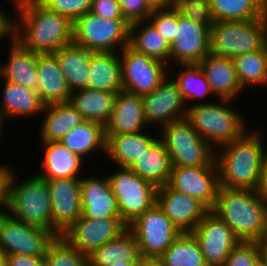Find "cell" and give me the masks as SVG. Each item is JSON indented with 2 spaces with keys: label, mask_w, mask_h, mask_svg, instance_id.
I'll return each instance as SVG.
<instances>
[{
  "label": "cell",
  "mask_w": 267,
  "mask_h": 266,
  "mask_svg": "<svg viewBox=\"0 0 267 266\" xmlns=\"http://www.w3.org/2000/svg\"><path fill=\"white\" fill-rule=\"evenodd\" d=\"M106 156L116 166L130 168L138 158L159 138L144 131L105 135Z\"/></svg>",
  "instance_id": "484cf974"
},
{
  "label": "cell",
  "mask_w": 267,
  "mask_h": 266,
  "mask_svg": "<svg viewBox=\"0 0 267 266\" xmlns=\"http://www.w3.org/2000/svg\"><path fill=\"white\" fill-rule=\"evenodd\" d=\"M44 260L45 266H90L88 255L79 252L61 236L49 245Z\"/></svg>",
  "instance_id": "ab89813d"
},
{
  "label": "cell",
  "mask_w": 267,
  "mask_h": 266,
  "mask_svg": "<svg viewBox=\"0 0 267 266\" xmlns=\"http://www.w3.org/2000/svg\"><path fill=\"white\" fill-rule=\"evenodd\" d=\"M158 259L163 266H207L191 232H182Z\"/></svg>",
  "instance_id": "74e56055"
},
{
  "label": "cell",
  "mask_w": 267,
  "mask_h": 266,
  "mask_svg": "<svg viewBox=\"0 0 267 266\" xmlns=\"http://www.w3.org/2000/svg\"><path fill=\"white\" fill-rule=\"evenodd\" d=\"M173 67L174 69L172 66L169 67V74L171 72L170 76L178 85L187 107L190 106L189 101H199L208 95L214 96L208 80L198 64H180L179 73L174 71L176 66Z\"/></svg>",
  "instance_id": "8d00e7d4"
},
{
  "label": "cell",
  "mask_w": 267,
  "mask_h": 266,
  "mask_svg": "<svg viewBox=\"0 0 267 266\" xmlns=\"http://www.w3.org/2000/svg\"><path fill=\"white\" fill-rule=\"evenodd\" d=\"M13 169L10 167L7 174L3 209L17 220L51 230L58 237L52 229L51 198L46 180L32 174L25 181L16 182Z\"/></svg>",
  "instance_id": "277c9868"
},
{
  "label": "cell",
  "mask_w": 267,
  "mask_h": 266,
  "mask_svg": "<svg viewBox=\"0 0 267 266\" xmlns=\"http://www.w3.org/2000/svg\"><path fill=\"white\" fill-rule=\"evenodd\" d=\"M168 184L174 190L198 199L211 210L220 188L216 163L207 167H172Z\"/></svg>",
  "instance_id": "e0dca14e"
},
{
  "label": "cell",
  "mask_w": 267,
  "mask_h": 266,
  "mask_svg": "<svg viewBox=\"0 0 267 266\" xmlns=\"http://www.w3.org/2000/svg\"><path fill=\"white\" fill-rule=\"evenodd\" d=\"M117 200L121 219L128 225L156 204L157 188L130 168L117 167L107 175Z\"/></svg>",
  "instance_id": "9c48e42d"
},
{
  "label": "cell",
  "mask_w": 267,
  "mask_h": 266,
  "mask_svg": "<svg viewBox=\"0 0 267 266\" xmlns=\"http://www.w3.org/2000/svg\"><path fill=\"white\" fill-rule=\"evenodd\" d=\"M254 266H266V264L261 258H259Z\"/></svg>",
  "instance_id": "6f0895ef"
},
{
  "label": "cell",
  "mask_w": 267,
  "mask_h": 266,
  "mask_svg": "<svg viewBox=\"0 0 267 266\" xmlns=\"http://www.w3.org/2000/svg\"><path fill=\"white\" fill-rule=\"evenodd\" d=\"M267 47V18L215 21L210 28V54L233 59Z\"/></svg>",
  "instance_id": "8992f818"
},
{
  "label": "cell",
  "mask_w": 267,
  "mask_h": 266,
  "mask_svg": "<svg viewBox=\"0 0 267 266\" xmlns=\"http://www.w3.org/2000/svg\"><path fill=\"white\" fill-rule=\"evenodd\" d=\"M90 11L109 19H124L119 0H93Z\"/></svg>",
  "instance_id": "bcb514c9"
},
{
  "label": "cell",
  "mask_w": 267,
  "mask_h": 266,
  "mask_svg": "<svg viewBox=\"0 0 267 266\" xmlns=\"http://www.w3.org/2000/svg\"><path fill=\"white\" fill-rule=\"evenodd\" d=\"M241 88H263L267 81V47L264 50L242 54L233 58Z\"/></svg>",
  "instance_id": "f35d334b"
},
{
  "label": "cell",
  "mask_w": 267,
  "mask_h": 266,
  "mask_svg": "<svg viewBox=\"0 0 267 266\" xmlns=\"http://www.w3.org/2000/svg\"><path fill=\"white\" fill-rule=\"evenodd\" d=\"M149 127L143 110L142 96L121 90L117 93L109 122L105 125V135L137 133ZM146 128V129H144Z\"/></svg>",
  "instance_id": "44dd1931"
},
{
  "label": "cell",
  "mask_w": 267,
  "mask_h": 266,
  "mask_svg": "<svg viewBox=\"0 0 267 266\" xmlns=\"http://www.w3.org/2000/svg\"><path fill=\"white\" fill-rule=\"evenodd\" d=\"M172 5L183 17L204 24L208 28H211V25L215 22L210 0H173Z\"/></svg>",
  "instance_id": "60d3db41"
},
{
  "label": "cell",
  "mask_w": 267,
  "mask_h": 266,
  "mask_svg": "<svg viewBox=\"0 0 267 266\" xmlns=\"http://www.w3.org/2000/svg\"><path fill=\"white\" fill-rule=\"evenodd\" d=\"M153 8H163L172 5L173 0H147Z\"/></svg>",
  "instance_id": "f5cc1de1"
},
{
  "label": "cell",
  "mask_w": 267,
  "mask_h": 266,
  "mask_svg": "<svg viewBox=\"0 0 267 266\" xmlns=\"http://www.w3.org/2000/svg\"><path fill=\"white\" fill-rule=\"evenodd\" d=\"M260 258V242L239 241L231 250L223 266H254Z\"/></svg>",
  "instance_id": "b9f144b4"
},
{
  "label": "cell",
  "mask_w": 267,
  "mask_h": 266,
  "mask_svg": "<svg viewBox=\"0 0 267 266\" xmlns=\"http://www.w3.org/2000/svg\"><path fill=\"white\" fill-rule=\"evenodd\" d=\"M156 204L181 232H192L210 211L198 199L174 190L169 184L157 188Z\"/></svg>",
  "instance_id": "d6986e66"
},
{
  "label": "cell",
  "mask_w": 267,
  "mask_h": 266,
  "mask_svg": "<svg viewBox=\"0 0 267 266\" xmlns=\"http://www.w3.org/2000/svg\"><path fill=\"white\" fill-rule=\"evenodd\" d=\"M216 99L235 100L243 89L238 81L233 59L207 55L198 63Z\"/></svg>",
  "instance_id": "7402d4cb"
},
{
  "label": "cell",
  "mask_w": 267,
  "mask_h": 266,
  "mask_svg": "<svg viewBox=\"0 0 267 266\" xmlns=\"http://www.w3.org/2000/svg\"><path fill=\"white\" fill-rule=\"evenodd\" d=\"M138 266H163V264L159 259L141 258L138 262Z\"/></svg>",
  "instance_id": "816d5d0a"
},
{
  "label": "cell",
  "mask_w": 267,
  "mask_h": 266,
  "mask_svg": "<svg viewBox=\"0 0 267 266\" xmlns=\"http://www.w3.org/2000/svg\"><path fill=\"white\" fill-rule=\"evenodd\" d=\"M127 227L137 238L141 258L158 259L182 233L157 204L136 217Z\"/></svg>",
  "instance_id": "30bf717a"
},
{
  "label": "cell",
  "mask_w": 267,
  "mask_h": 266,
  "mask_svg": "<svg viewBox=\"0 0 267 266\" xmlns=\"http://www.w3.org/2000/svg\"><path fill=\"white\" fill-rule=\"evenodd\" d=\"M123 90L143 96L151 93L169 75V66L139 53L129 45L120 52Z\"/></svg>",
  "instance_id": "7c38bea8"
},
{
  "label": "cell",
  "mask_w": 267,
  "mask_h": 266,
  "mask_svg": "<svg viewBox=\"0 0 267 266\" xmlns=\"http://www.w3.org/2000/svg\"><path fill=\"white\" fill-rule=\"evenodd\" d=\"M172 167L170 155L163 141L158 138L130 169L159 188L169 183Z\"/></svg>",
  "instance_id": "f546056e"
},
{
  "label": "cell",
  "mask_w": 267,
  "mask_h": 266,
  "mask_svg": "<svg viewBox=\"0 0 267 266\" xmlns=\"http://www.w3.org/2000/svg\"><path fill=\"white\" fill-rule=\"evenodd\" d=\"M7 14L0 4V41L13 38V17Z\"/></svg>",
  "instance_id": "c3c4849f"
},
{
  "label": "cell",
  "mask_w": 267,
  "mask_h": 266,
  "mask_svg": "<svg viewBox=\"0 0 267 266\" xmlns=\"http://www.w3.org/2000/svg\"><path fill=\"white\" fill-rule=\"evenodd\" d=\"M47 9L61 16L69 18L72 22L90 11L93 0H38Z\"/></svg>",
  "instance_id": "7bdbcfd3"
},
{
  "label": "cell",
  "mask_w": 267,
  "mask_h": 266,
  "mask_svg": "<svg viewBox=\"0 0 267 266\" xmlns=\"http://www.w3.org/2000/svg\"><path fill=\"white\" fill-rule=\"evenodd\" d=\"M9 167L6 164H0V207L3 209L5 205V190H6V178L9 171Z\"/></svg>",
  "instance_id": "f907efd6"
},
{
  "label": "cell",
  "mask_w": 267,
  "mask_h": 266,
  "mask_svg": "<svg viewBox=\"0 0 267 266\" xmlns=\"http://www.w3.org/2000/svg\"><path fill=\"white\" fill-rule=\"evenodd\" d=\"M257 192L259 193L261 199L263 200V203L267 207V155L264 158L262 164Z\"/></svg>",
  "instance_id": "681fc988"
},
{
  "label": "cell",
  "mask_w": 267,
  "mask_h": 266,
  "mask_svg": "<svg viewBox=\"0 0 267 266\" xmlns=\"http://www.w3.org/2000/svg\"><path fill=\"white\" fill-rule=\"evenodd\" d=\"M117 92L82 89L73 91L69 103L76 108L87 121H95L104 126L109 122Z\"/></svg>",
  "instance_id": "1f68e13d"
},
{
  "label": "cell",
  "mask_w": 267,
  "mask_h": 266,
  "mask_svg": "<svg viewBox=\"0 0 267 266\" xmlns=\"http://www.w3.org/2000/svg\"><path fill=\"white\" fill-rule=\"evenodd\" d=\"M111 266H138V262H124V261H118L114 262Z\"/></svg>",
  "instance_id": "11a10c76"
},
{
  "label": "cell",
  "mask_w": 267,
  "mask_h": 266,
  "mask_svg": "<svg viewBox=\"0 0 267 266\" xmlns=\"http://www.w3.org/2000/svg\"><path fill=\"white\" fill-rule=\"evenodd\" d=\"M88 88L105 92L123 90L119 52H92L89 65Z\"/></svg>",
  "instance_id": "83f0119b"
},
{
  "label": "cell",
  "mask_w": 267,
  "mask_h": 266,
  "mask_svg": "<svg viewBox=\"0 0 267 266\" xmlns=\"http://www.w3.org/2000/svg\"><path fill=\"white\" fill-rule=\"evenodd\" d=\"M215 21L267 18V0H210Z\"/></svg>",
  "instance_id": "d590c367"
},
{
  "label": "cell",
  "mask_w": 267,
  "mask_h": 266,
  "mask_svg": "<svg viewBox=\"0 0 267 266\" xmlns=\"http://www.w3.org/2000/svg\"><path fill=\"white\" fill-rule=\"evenodd\" d=\"M37 93L44 105L66 103L71 91L53 53L37 54Z\"/></svg>",
  "instance_id": "cb8c5ba5"
},
{
  "label": "cell",
  "mask_w": 267,
  "mask_h": 266,
  "mask_svg": "<svg viewBox=\"0 0 267 266\" xmlns=\"http://www.w3.org/2000/svg\"><path fill=\"white\" fill-rule=\"evenodd\" d=\"M196 238L207 266H223L240 241L230 227L209 211L191 232Z\"/></svg>",
  "instance_id": "9a60e30c"
},
{
  "label": "cell",
  "mask_w": 267,
  "mask_h": 266,
  "mask_svg": "<svg viewBox=\"0 0 267 266\" xmlns=\"http://www.w3.org/2000/svg\"><path fill=\"white\" fill-rule=\"evenodd\" d=\"M232 102L233 100L217 99V102L206 100L188 106L186 119L215 150L241 138L249 130L246 126L249 125L247 119L234 109Z\"/></svg>",
  "instance_id": "5b68a950"
},
{
  "label": "cell",
  "mask_w": 267,
  "mask_h": 266,
  "mask_svg": "<svg viewBox=\"0 0 267 266\" xmlns=\"http://www.w3.org/2000/svg\"><path fill=\"white\" fill-rule=\"evenodd\" d=\"M53 54L58 60L70 91L87 89L92 51L71 43Z\"/></svg>",
  "instance_id": "4dcf8cb0"
},
{
  "label": "cell",
  "mask_w": 267,
  "mask_h": 266,
  "mask_svg": "<svg viewBox=\"0 0 267 266\" xmlns=\"http://www.w3.org/2000/svg\"><path fill=\"white\" fill-rule=\"evenodd\" d=\"M56 237L51 230L25 224L0 209V251L5 256H45Z\"/></svg>",
  "instance_id": "8fae6325"
},
{
  "label": "cell",
  "mask_w": 267,
  "mask_h": 266,
  "mask_svg": "<svg viewBox=\"0 0 267 266\" xmlns=\"http://www.w3.org/2000/svg\"><path fill=\"white\" fill-rule=\"evenodd\" d=\"M8 42L9 56H6L8 57L7 61L0 65V78L3 81H9L14 84L37 90L39 81L37 53L23 48L13 38Z\"/></svg>",
  "instance_id": "603a6c76"
},
{
  "label": "cell",
  "mask_w": 267,
  "mask_h": 266,
  "mask_svg": "<svg viewBox=\"0 0 267 266\" xmlns=\"http://www.w3.org/2000/svg\"><path fill=\"white\" fill-rule=\"evenodd\" d=\"M52 207V229L63 234L82 216L80 178H65L46 181Z\"/></svg>",
  "instance_id": "ac0fdd59"
},
{
  "label": "cell",
  "mask_w": 267,
  "mask_h": 266,
  "mask_svg": "<svg viewBox=\"0 0 267 266\" xmlns=\"http://www.w3.org/2000/svg\"><path fill=\"white\" fill-rule=\"evenodd\" d=\"M4 266H45V260L44 256L13 254L5 256Z\"/></svg>",
  "instance_id": "7dc6e473"
},
{
  "label": "cell",
  "mask_w": 267,
  "mask_h": 266,
  "mask_svg": "<svg viewBox=\"0 0 267 266\" xmlns=\"http://www.w3.org/2000/svg\"><path fill=\"white\" fill-rule=\"evenodd\" d=\"M6 121L4 120V118L1 116V114H0V138L2 137V136H4L3 135V133H4V131L5 130H7V129H4V123H5ZM1 140V139H0Z\"/></svg>",
  "instance_id": "9f6ffc18"
},
{
  "label": "cell",
  "mask_w": 267,
  "mask_h": 266,
  "mask_svg": "<svg viewBox=\"0 0 267 266\" xmlns=\"http://www.w3.org/2000/svg\"><path fill=\"white\" fill-rule=\"evenodd\" d=\"M210 211L224 221L240 241H265L267 207L257 190L220 187Z\"/></svg>",
  "instance_id": "3957f363"
},
{
  "label": "cell",
  "mask_w": 267,
  "mask_h": 266,
  "mask_svg": "<svg viewBox=\"0 0 267 266\" xmlns=\"http://www.w3.org/2000/svg\"><path fill=\"white\" fill-rule=\"evenodd\" d=\"M42 113L40 142L60 141L68 131L86 121L69 102L45 105Z\"/></svg>",
  "instance_id": "f1b7e54d"
},
{
  "label": "cell",
  "mask_w": 267,
  "mask_h": 266,
  "mask_svg": "<svg viewBox=\"0 0 267 266\" xmlns=\"http://www.w3.org/2000/svg\"><path fill=\"white\" fill-rule=\"evenodd\" d=\"M148 20L160 34L171 44L176 35V8L173 5L154 8Z\"/></svg>",
  "instance_id": "ee69618b"
},
{
  "label": "cell",
  "mask_w": 267,
  "mask_h": 266,
  "mask_svg": "<svg viewBox=\"0 0 267 266\" xmlns=\"http://www.w3.org/2000/svg\"><path fill=\"white\" fill-rule=\"evenodd\" d=\"M89 257L90 266H111L114 262H139L137 238L127 228L117 238L95 249Z\"/></svg>",
  "instance_id": "e575fe53"
},
{
  "label": "cell",
  "mask_w": 267,
  "mask_h": 266,
  "mask_svg": "<svg viewBox=\"0 0 267 266\" xmlns=\"http://www.w3.org/2000/svg\"><path fill=\"white\" fill-rule=\"evenodd\" d=\"M13 10V39L37 54L55 53L73 40V22L47 9L38 0H10ZM16 17V18H15Z\"/></svg>",
  "instance_id": "6da1fadb"
},
{
  "label": "cell",
  "mask_w": 267,
  "mask_h": 266,
  "mask_svg": "<svg viewBox=\"0 0 267 266\" xmlns=\"http://www.w3.org/2000/svg\"><path fill=\"white\" fill-rule=\"evenodd\" d=\"M160 139L168 151L172 166L207 167L215 161V149L185 118L160 129Z\"/></svg>",
  "instance_id": "ba28073f"
},
{
  "label": "cell",
  "mask_w": 267,
  "mask_h": 266,
  "mask_svg": "<svg viewBox=\"0 0 267 266\" xmlns=\"http://www.w3.org/2000/svg\"><path fill=\"white\" fill-rule=\"evenodd\" d=\"M142 101L144 116L149 126L158 125L161 129L187 116L188 107L178 85L170 75H167L151 93L143 95Z\"/></svg>",
  "instance_id": "5bb4252c"
},
{
  "label": "cell",
  "mask_w": 267,
  "mask_h": 266,
  "mask_svg": "<svg viewBox=\"0 0 267 266\" xmlns=\"http://www.w3.org/2000/svg\"><path fill=\"white\" fill-rule=\"evenodd\" d=\"M127 226L122 219H89L81 216L61 237L79 252L90 255L95 249L117 238Z\"/></svg>",
  "instance_id": "2e32d148"
},
{
  "label": "cell",
  "mask_w": 267,
  "mask_h": 266,
  "mask_svg": "<svg viewBox=\"0 0 267 266\" xmlns=\"http://www.w3.org/2000/svg\"><path fill=\"white\" fill-rule=\"evenodd\" d=\"M123 18L129 23L147 20L154 8L147 0H119Z\"/></svg>",
  "instance_id": "f6af8a7d"
},
{
  "label": "cell",
  "mask_w": 267,
  "mask_h": 266,
  "mask_svg": "<svg viewBox=\"0 0 267 266\" xmlns=\"http://www.w3.org/2000/svg\"><path fill=\"white\" fill-rule=\"evenodd\" d=\"M130 24L103 18L91 11L73 22L72 43L92 52H120L129 45Z\"/></svg>",
  "instance_id": "52a82bcc"
},
{
  "label": "cell",
  "mask_w": 267,
  "mask_h": 266,
  "mask_svg": "<svg viewBox=\"0 0 267 266\" xmlns=\"http://www.w3.org/2000/svg\"><path fill=\"white\" fill-rule=\"evenodd\" d=\"M81 210L84 218L121 219L108 176L80 178Z\"/></svg>",
  "instance_id": "ffe728a7"
},
{
  "label": "cell",
  "mask_w": 267,
  "mask_h": 266,
  "mask_svg": "<svg viewBox=\"0 0 267 266\" xmlns=\"http://www.w3.org/2000/svg\"><path fill=\"white\" fill-rule=\"evenodd\" d=\"M260 258L267 266V242H260Z\"/></svg>",
  "instance_id": "db71d44e"
},
{
  "label": "cell",
  "mask_w": 267,
  "mask_h": 266,
  "mask_svg": "<svg viewBox=\"0 0 267 266\" xmlns=\"http://www.w3.org/2000/svg\"><path fill=\"white\" fill-rule=\"evenodd\" d=\"M2 83L4 85L1 90L0 114L4 120L14 117L15 119L28 118L37 114L41 116L45 105L36 90L9 81Z\"/></svg>",
  "instance_id": "4316f807"
},
{
  "label": "cell",
  "mask_w": 267,
  "mask_h": 266,
  "mask_svg": "<svg viewBox=\"0 0 267 266\" xmlns=\"http://www.w3.org/2000/svg\"><path fill=\"white\" fill-rule=\"evenodd\" d=\"M60 142L82 159L94 152L106 154L105 126L86 120L68 131Z\"/></svg>",
  "instance_id": "d6a6232c"
},
{
  "label": "cell",
  "mask_w": 267,
  "mask_h": 266,
  "mask_svg": "<svg viewBox=\"0 0 267 266\" xmlns=\"http://www.w3.org/2000/svg\"><path fill=\"white\" fill-rule=\"evenodd\" d=\"M170 45L169 67L198 64L210 54V28L183 17L176 9V35Z\"/></svg>",
  "instance_id": "4fadbf2b"
},
{
  "label": "cell",
  "mask_w": 267,
  "mask_h": 266,
  "mask_svg": "<svg viewBox=\"0 0 267 266\" xmlns=\"http://www.w3.org/2000/svg\"><path fill=\"white\" fill-rule=\"evenodd\" d=\"M5 255L0 251V266H4Z\"/></svg>",
  "instance_id": "680465c9"
},
{
  "label": "cell",
  "mask_w": 267,
  "mask_h": 266,
  "mask_svg": "<svg viewBox=\"0 0 267 266\" xmlns=\"http://www.w3.org/2000/svg\"><path fill=\"white\" fill-rule=\"evenodd\" d=\"M255 128L215 150L220 187L257 190L267 145L263 141V128Z\"/></svg>",
  "instance_id": "7a4b0ae2"
},
{
  "label": "cell",
  "mask_w": 267,
  "mask_h": 266,
  "mask_svg": "<svg viewBox=\"0 0 267 266\" xmlns=\"http://www.w3.org/2000/svg\"><path fill=\"white\" fill-rule=\"evenodd\" d=\"M129 46L169 66L171 45L148 19L130 24Z\"/></svg>",
  "instance_id": "836d02e7"
},
{
  "label": "cell",
  "mask_w": 267,
  "mask_h": 266,
  "mask_svg": "<svg viewBox=\"0 0 267 266\" xmlns=\"http://www.w3.org/2000/svg\"><path fill=\"white\" fill-rule=\"evenodd\" d=\"M41 148L44 150L41 165L45 172L38 173L37 176L46 181L81 178L84 159L72 153L60 141L41 142Z\"/></svg>",
  "instance_id": "d4e9b609"
}]
</instances>
